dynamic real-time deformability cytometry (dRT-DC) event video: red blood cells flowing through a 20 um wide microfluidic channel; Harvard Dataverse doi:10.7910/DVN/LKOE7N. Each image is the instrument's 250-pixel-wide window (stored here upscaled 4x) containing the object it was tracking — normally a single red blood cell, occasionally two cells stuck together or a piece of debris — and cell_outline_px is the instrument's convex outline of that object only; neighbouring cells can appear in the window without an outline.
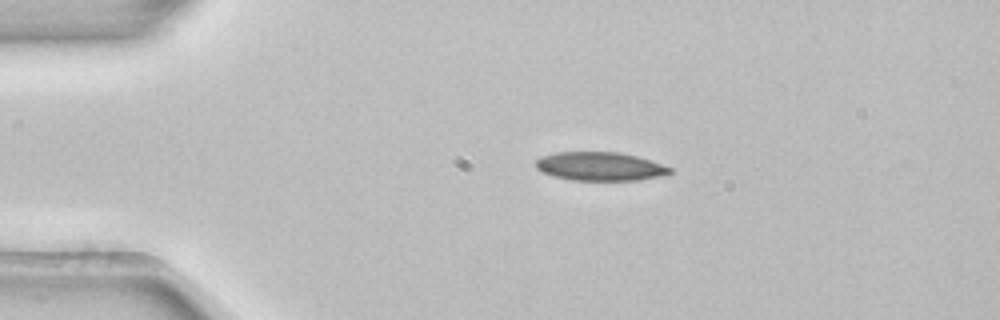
{"species": "common noctule bat (a hibernating species)", "species_latin": "Nyctalus noctula", "temperature_condition": "room temperature", "stored_images_in_passage": 43, "camera_frame_rate_fps": 3000, "um_per_image_px": 0.085, "animal": {"sex": "female", "body_mass_g": 22.7, "forearm_length_mm": 54.2}, "frame": {"image": 1, "passage_image": 1, "time_ms": 0.0, "image_size_px": [1000, 320], "cell_outline_px": [[672, 172], [660, 176], [636, 180], [572, 180], [556, 176], [544, 172], [536, 168], [536, 160], [540, 156], [556, 152], [620, 152], [652, 160], [672, 168]], "centroid_in_image_um": [51.01, 14.13], "position_along_channel_um": 34.0, "area_um2": 22.25}}
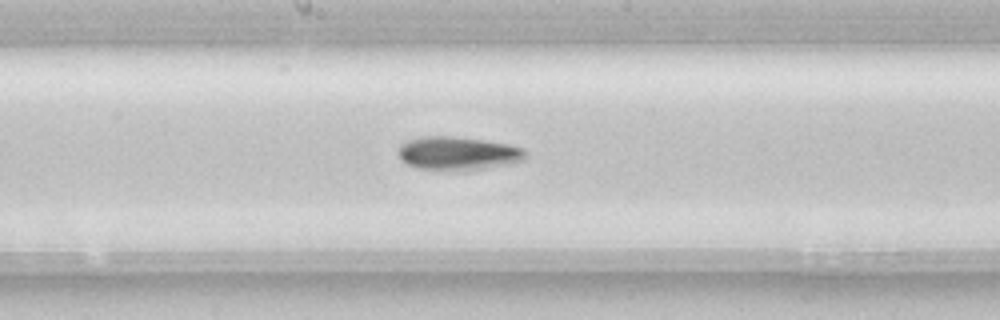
{"frame": {"image": 2, "passage_image": 18, "time_ms": 5.667, "image_size_px": [1000, 320], "cell_outline_px": [[528, 156], [524, 160], [508, 164], [484, 168], [416, 168], [400, 160], [396, 152], [396, 148], [400, 144], [408, 140], [424, 136], [452, 136], [484, 140], [508, 144], [524, 148], [528, 152]], "centroid_in_image_um": [38.91, 12.99], "position_along_channel_um": 209.3, "area_um2": 24.45}}
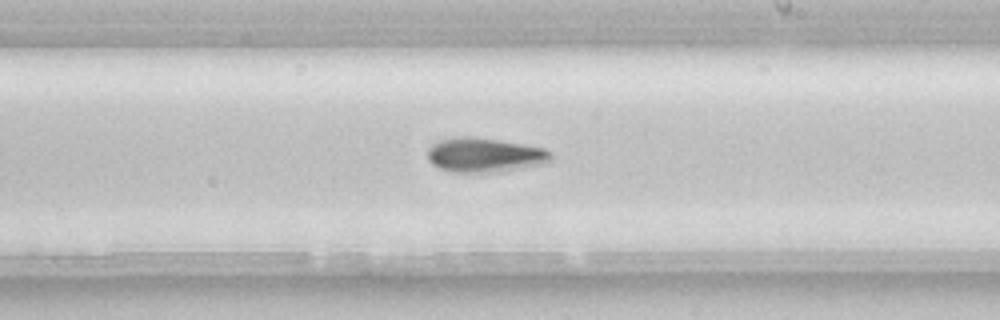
{"frame": {"image": 3, "passage_image": 21, "time_ms": 6.667, "image_size_px": [1000, 320], "cell_outline_px": [[552, 160], [544, 164], [496, 172], [452, 172], [440, 168], [432, 164], [428, 160], [428, 148], [432, 144], [440, 140], [460, 136], [468, 136], [500, 140], [524, 144], [544, 148], [552, 152]], "centroid_in_image_um": [41.21, 13.17], "position_along_channel_um": 247.8, "area_um2": 24.8}, "authors_computed_cell_mechanics": {"area_um2": 23.3512, "velocity_mm_per_s": 3.8706, "shape_relaxation_time_tau1_ms": 4.4343, "shape_relaxation_time_tau2_ms": null, "deformation_change_tau1": 0.1319, "deformation_change_tau2": null}}